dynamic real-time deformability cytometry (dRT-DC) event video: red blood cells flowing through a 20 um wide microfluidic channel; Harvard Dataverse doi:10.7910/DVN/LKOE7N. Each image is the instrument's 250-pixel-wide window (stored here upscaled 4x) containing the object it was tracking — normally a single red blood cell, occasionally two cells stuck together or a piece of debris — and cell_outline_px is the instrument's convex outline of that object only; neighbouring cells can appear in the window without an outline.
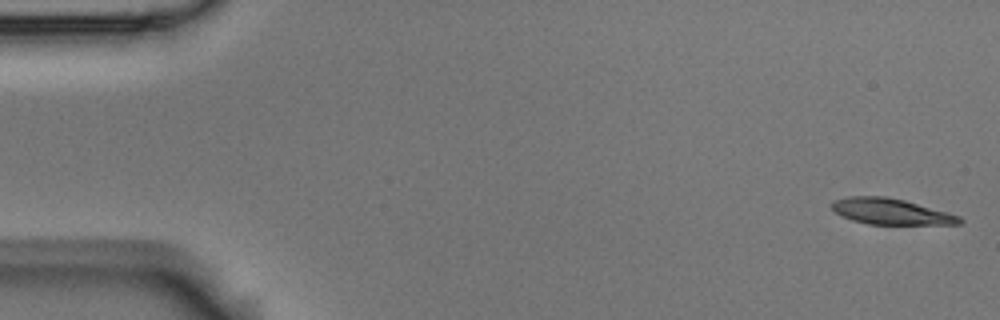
{"species": "Egyptian fruit bat (a non-hibernating species)", "species_latin": "Rousettus aegyptiacus", "temperature_condition": "room temperature", "stored_images_in_passage": 4, "camera_frame_rate_fps": 3000, "um_per_image_px": 0.085, "animal": {"sex": "male"}, "frame": {"image": 1, "passage_image": 1, "time_ms": 0.0, "image_size_px": [1000, 320], "cell_outline_px": [[964, 220], [960, 224], [868, 224], [852, 220], [836, 212], [832, 208], [832, 204], [836, 200], [848, 196], [884, 196], [904, 200], [948, 212], [960, 216]], "centroid_in_image_um": [75.76, 17.98], "position_along_channel_um": 9.2, "area_um2": 19.07}}
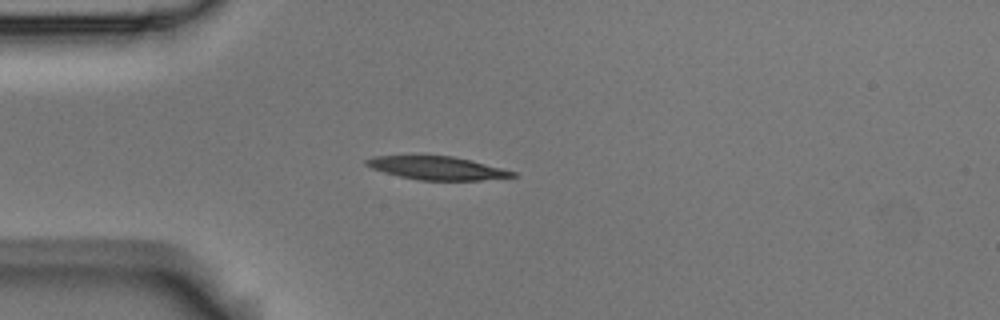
{"frame": {"image": 2, "passage_image": 4, "time_ms": 1.0, "image_size_px": [1000, 320], "cell_outline_px": [[516, 176], [480, 180], [420, 180], [400, 176], [384, 172], [372, 168], [364, 164], [364, 160], [372, 156], [452, 156], [472, 160], [516, 172]], "centroid_in_image_um": [37.13, 14.28], "position_along_channel_um": 47.9, "area_um2": 19.59}}